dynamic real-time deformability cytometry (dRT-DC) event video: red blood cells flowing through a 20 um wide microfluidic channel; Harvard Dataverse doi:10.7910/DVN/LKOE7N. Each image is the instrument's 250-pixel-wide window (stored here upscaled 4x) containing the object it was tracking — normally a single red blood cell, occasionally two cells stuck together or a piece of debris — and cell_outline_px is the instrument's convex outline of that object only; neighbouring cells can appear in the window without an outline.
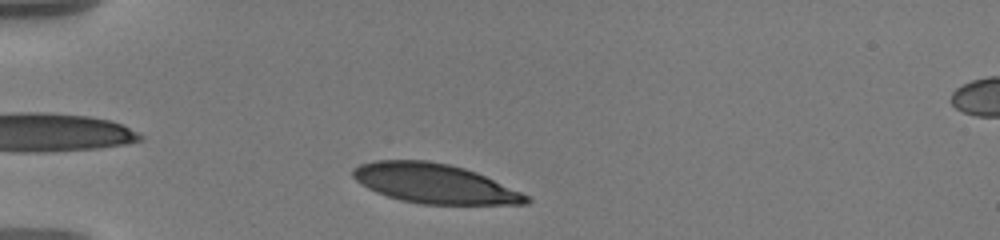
{"species": "human", "species_latin": "Homo sapiens", "temperature_condition": "warm", "stored_images_in_passage": 38, "camera_frame_rate_fps": 3000, "um_per_image_px": 0.085, "donor": {"sex": "male"}, "frame": {"image": 1, "passage_image": 3, "time_ms": 0.667, "image_size_px": [1000, 240], "cell_outline_px": [[532, 200], [528, 204], [420, 204], [400, 200], [376, 192], [360, 184], [352, 176], [352, 168], [360, 164], [376, 160], [428, 160], [448, 164], [464, 168], [476, 172], [520, 192], [528, 196]], "centroid_in_image_um": [36.89, 15.6], "position_along_channel_um": 48.1, "area_um2": 39.77}}
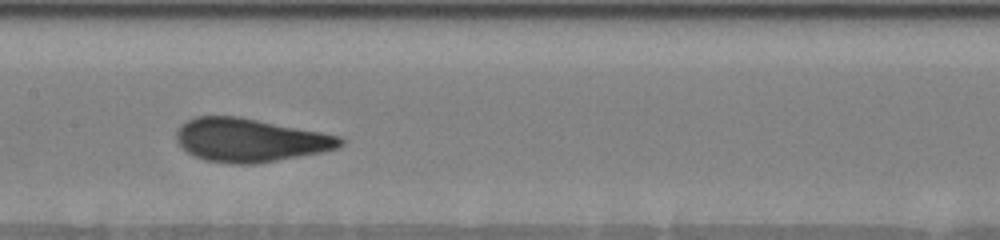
{"frame": {"image": 2, "passage_image": 17, "time_ms": 5.333, "image_size_px": [1000, 240], "cell_outline_px": [[348, 140], [344, 144], [336, 148], [324, 152], [256, 164], [232, 164], [208, 160], [196, 156], [188, 152], [176, 140], [176, 132], [180, 124], [196, 116], [240, 116], [340, 136]], "centroid_in_image_um": [21.28, 11.9], "position_along_channel_um": 186.1, "area_um2": 41.5}}
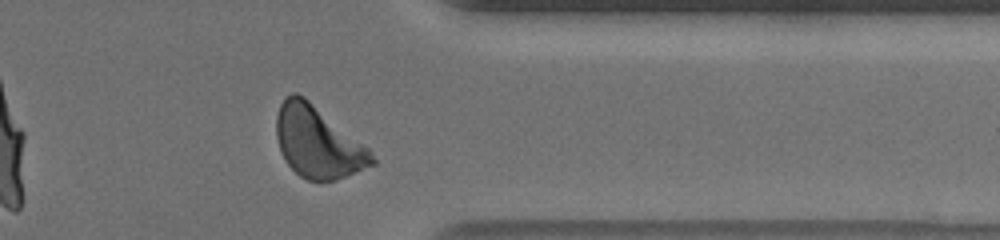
{"frame": {"image": 3, "passage_image": 34, "time_ms": 11.0, "image_size_px": [1000, 240], "cell_outline_px": [[376, 164], [336, 180], [320, 184], [308, 180], [300, 176], [284, 160], [280, 152], [276, 136], [276, 116], [280, 104], [292, 92], [296, 92], [304, 96], [368, 148], [376, 160]], "centroid_in_image_um": [26.99, 12.12], "position_along_channel_um": 384.4, "area_um2": 39.82}, "authors_computed_cell_mechanics": {"area_um2": 40.5756, "velocity_mm_per_s": 3.5653, "shape_relaxation_time_tau1_ms": 2.9261, "shape_relaxation_time_tau2_ms": null, "deformation_change_tau1": 0.1588, "deformation_change_tau2": null}}